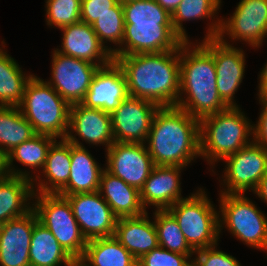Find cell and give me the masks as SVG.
<instances>
[{
  "label": "cell",
  "instance_id": "cell-1",
  "mask_svg": "<svg viewBox=\"0 0 267 266\" xmlns=\"http://www.w3.org/2000/svg\"><path fill=\"white\" fill-rule=\"evenodd\" d=\"M196 43L186 41L180 46V93L176 106L200 121L229 106L217 90L213 38Z\"/></svg>",
  "mask_w": 267,
  "mask_h": 266
},
{
  "label": "cell",
  "instance_id": "cell-2",
  "mask_svg": "<svg viewBox=\"0 0 267 266\" xmlns=\"http://www.w3.org/2000/svg\"><path fill=\"white\" fill-rule=\"evenodd\" d=\"M126 78L129 96L160 107L176 106L180 93V47L162 53L113 56Z\"/></svg>",
  "mask_w": 267,
  "mask_h": 266
},
{
  "label": "cell",
  "instance_id": "cell-3",
  "mask_svg": "<svg viewBox=\"0 0 267 266\" xmlns=\"http://www.w3.org/2000/svg\"><path fill=\"white\" fill-rule=\"evenodd\" d=\"M145 144L155 165L186 168L201 157L199 120L177 106L159 107Z\"/></svg>",
  "mask_w": 267,
  "mask_h": 266
},
{
  "label": "cell",
  "instance_id": "cell-4",
  "mask_svg": "<svg viewBox=\"0 0 267 266\" xmlns=\"http://www.w3.org/2000/svg\"><path fill=\"white\" fill-rule=\"evenodd\" d=\"M199 134L200 156L214 169L216 162L253 142V123L239 106H230L201 119Z\"/></svg>",
  "mask_w": 267,
  "mask_h": 266
},
{
  "label": "cell",
  "instance_id": "cell-5",
  "mask_svg": "<svg viewBox=\"0 0 267 266\" xmlns=\"http://www.w3.org/2000/svg\"><path fill=\"white\" fill-rule=\"evenodd\" d=\"M36 134L65 139L69 129L70 107L44 79L33 75L18 105Z\"/></svg>",
  "mask_w": 267,
  "mask_h": 266
},
{
  "label": "cell",
  "instance_id": "cell-6",
  "mask_svg": "<svg viewBox=\"0 0 267 266\" xmlns=\"http://www.w3.org/2000/svg\"><path fill=\"white\" fill-rule=\"evenodd\" d=\"M212 203L205 189L200 187L167 209L177 220L194 251L218 245V210Z\"/></svg>",
  "mask_w": 267,
  "mask_h": 266
},
{
  "label": "cell",
  "instance_id": "cell-7",
  "mask_svg": "<svg viewBox=\"0 0 267 266\" xmlns=\"http://www.w3.org/2000/svg\"><path fill=\"white\" fill-rule=\"evenodd\" d=\"M219 195V235L226 228L250 248L267 253V217L263 211L244 193Z\"/></svg>",
  "mask_w": 267,
  "mask_h": 266
},
{
  "label": "cell",
  "instance_id": "cell-8",
  "mask_svg": "<svg viewBox=\"0 0 267 266\" xmlns=\"http://www.w3.org/2000/svg\"><path fill=\"white\" fill-rule=\"evenodd\" d=\"M32 201L38 221L73 259H81L87 240L81 233L68 200L58 194L34 193Z\"/></svg>",
  "mask_w": 267,
  "mask_h": 266
},
{
  "label": "cell",
  "instance_id": "cell-9",
  "mask_svg": "<svg viewBox=\"0 0 267 266\" xmlns=\"http://www.w3.org/2000/svg\"><path fill=\"white\" fill-rule=\"evenodd\" d=\"M224 174L220 185L223 194H242L254 191L267 173V149L252 142L223 159Z\"/></svg>",
  "mask_w": 267,
  "mask_h": 266
},
{
  "label": "cell",
  "instance_id": "cell-10",
  "mask_svg": "<svg viewBox=\"0 0 267 266\" xmlns=\"http://www.w3.org/2000/svg\"><path fill=\"white\" fill-rule=\"evenodd\" d=\"M52 53L51 79L46 82L70 105L81 103L99 66L56 50Z\"/></svg>",
  "mask_w": 267,
  "mask_h": 266
},
{
  "label": "cell",
  "instance_id": "cell-11",
  "mask_svg": "<svg viewBox=\"0 0 267 266\" xmlns=\"http://www.w3.org/2000/svg\"><path fill=\"white\" fill-rule=\"evenodd\" d=\"M224 36L260 48L267 38V0H240L229 18H221L217 38Z\"/></svg>",
  "mask_w": 267,
  "mask_h": 266
},
{
  "label": "cell",
  "instance_id": "cell-12",
  "mask_svg": "<svg viewBox=\"0 0 267 266\" xmlns=\"http://www.w3.org/2000/svg\"><path fill=\"white\" fill-rule=\"evenodd\" d=\"M105 152V169L140 191L155 167L146 144L115 141Z\"/></svg>",
  "mask_w": 267,
  "mask_h": 266
},
{
  "label": "cell",
  "instance_id": "cell-13",
  "mask_svg": "<svg viewBox=\"0 0 267 266\" xmlns=\"http://www.w3.org/2000/svg\"><path fill=\"white\" fill-rule=\"evenodd\" d=\"M159 107L152 101L128 96L111 113L114 140L122 143L145 144Z\"/></svg>",
  "mask_w": 267,
  "mask_h": 266
},
{
  "label": "cell",
  "instance_id": "cell-14",
  "mask_svg": "<svg viewBox=\"0 0 267 266\" xmlns=\"http://www.w3.org/2000/svg\"><path fill=\"white\" fill-rule=\"evenodd\" d=\"M64 197L70 203L81 233L87 241L114 235L118 217L98 191Z\"/></svg>",
  "mask_w": 267,
  "mask_h": 266
},
{
  "label": "cell",
  "instance_id": "cell-15",
  "mask_svg": "<svg viewBox=\"0 0 267 266\" xmlns=\"http://www.w3.org/2000/svg\"><path fill=\"white\" fill-rule=\"evenodd\" d=\"M183 42L172 24H125L122 44L113 56L162 53L177 50Z\"/></svg>",
  "mask_w": 267,
  "mask_h": 266
},
{
  "label": "cell",
  "instance_id": "cell-16",
  "mask_svg": "<svg viewBox=\"0 0 267 266\" xmlns=\"http://www.w3.org/2000/svg\"><path fill=\"white\" fill-rule=\"evenodd\" d=\"M65 139L71 144L82 147L84 145L78 141L80 139L89 145H105L107 150L115 142L111 114L101 109L85 107L81 103L72 104L69 129Z\"/></svg>",
  "mask_w": 267,
  "mask_h": 266
},
{
  "label": "cell",
  "instance_id": "cell-17",
  "mask_svg": "<svg viewBox=\"0 0 267 266\" xmlns=\"http://www.w3.org/2000/svg\"><path fill=\"white\" fill-rule=\"evenodd\" d=\"M232 45L225 37L213 38L217 90L220 98L229 107L238 106L234 95L242 83L246 65L244 50Z\"/></svg>",
  "mask_w": 267,
  "mask_h": 266
},
{
  "label": "cell",
  "instance_id": "cell-18",
  "mask_svg": "<svg viewBox=\"0 0 267 266\" xmlns=\"http://www.w3.org/2000/svg\"><path fill=\"white\" fill-rule=\"evenodd\" d=\"M128 96L123 70L113 60L111 63L99 67L81 104L111 114Z\"/></svg>",
  "mask_w": 267,
  "mask_h": 266
},
{
  "label": "cell",
  "instance_id": "cell-19",
  "mask_svg": "<svg viewBox=\"0 0 267 266\" xmlns=\"http://www.w3.org/2000/svg\"><path fill=\"white\" fill-rule=\"evenodd\" d=\"M37 221V214L32 209L26 215L0 225V266H31L29 249Z\"/></svg>",
  "mask_w": 267,
  "mask_h": 266
},
{
  "label": "cell",
  "instance_id": "cell-20",
  "mask_svg": "<svg viewBox=\"0 0 267 266\" xmlns=\"http://www.w3.org/2000/svg\"><path fill=\"white\" fill-rule=\"evenodd\" d=\"M61 48L55 50L63 55L89 61L99 67L111 63L113 54L100 42L90 24L79 21L60 28Z\"/></svg>",
  "mask_w": 267,
  "mask_h": 266
},
{
  "label": "cell",
  "instance_id": "cell-21",
  "mask_svg": "<svg viewBox=\"0 0 267 266\" xmlns=\"http://www.w3.org/2000/svg\"><path fill=\"white\" fill-rule=\"evenodd\" d=\"M183 168L185 167L155 165L140 190V199L145 210L149 206L156 207V210H165L184 199L180 180Z\"/></svg>",
  "mask_w": 267,
  "mask_h": 266
},
{
  "label": "cell",
  "instance_id": "cell-22",
  "mask_svg": "<svg viewBox=\"0 0 267 266\" xmlns=\"http://www.w3.org/2000/svg\"><path fill=\"white\" fill-rule=\"evenodd\" d=\"M148 214L146 211L139 216L117 219L113 236L136 260L159 246L154 221L149 219Z\"/></svg>",
  "mask_w": 267,
  "mask_h": 266
},
{
  "label": "cell",
  "instance_id": "cell-23",
  "mask_svg": "<svg viewBox=\"0 0 267 266\" xmlns=\"http://www.w3.org/2000/svg\"><path fill=\"white\" fill-rule=\"evenodd\" d=\"M70 172L71 143L66 139L56 140L49 148L45 166L40 172L44 177L36 176L32 180L34 193L58 194L67 185Z\"/></svg>",
  "mask_w": 267,
  "mask_h": 266
},
{
  "label": "cell",
  "instance_id": "cell-24",
  "mask_svg": "<svg viewBox=\"0 0 267 266\" xmlns=\"http://www.w3.org/2000/svg\"><path fill=\"white\" fill-rule=\"evenodd\" d=\"M94 159L88 149L71 144V172L67 185L58 193L66 196L97 192L104 167Z\"/></svg>",
  "mask_w": 267,
  "mask_h": 266
},
{
  "label": "cell",
  "instance_id": "cell-25",
  "mask_svg": "<svg viewBox=\"0 0 267 266\" xmlns=\"http://www.w3.org/2000/svg\"><path fill=\"white\" fill-rule=\"evenodd\" d=\"M98 192L118 218L139 216L147 211L142 205L140 191L106 169L101 175Z\"/></svg>",
  "mask_w": 267,
  "mask_h": 266
},
{
  "label": "cell",
  "instance_id": "cell-26",
  "mask_svg": "<svg viewBox=\"0 0 267 266\" xmlns=\"http://www.w3.org/2000/svg\"><path fill=\"white\" fill-rule=\"evenodd\" d=\"M32 180L7 174L0 180V225L33 209Z\"/></svg>",
  "mask_w": 267,
  "mask_h": 266
},
{
  "label": "cell",
  "instance_id": "cell-27",
  "mask_svg": "<svg viewBox=\"0 0 267 266\" xmlns=\"http://www.w3.org/2000/svg\"><path fill=\"white\" fill-rule=\"evenodd\" d=\"M57 139L43 134H36L29 140L22 142L20 145L14 147L10 152L5 155L6 159V170L9 175L25 177L33 180L36 176H40V172L43 170L47 153L51 145ZM16 160L25 167L32 168V170L39 173L37 175H30V171L15 168L13 161ZM41 168V170H40ZM37 169V170H36ZM23 170V171H22Z\"/></svg>",
  "mask_w": 267,
  "mask_h": 266
},
{
  "label": "cell",
  "instance_id": "cell-28",
  "mask_svg": "<svg viewBox=\"0 0 267 266\" xmlns=\"http://www.w3.org/2000/svg\"><path fill=\"white\" fill-rule=\"evenodd\" d=\"M221 0H182L176 10L171 15V23L175 33L182 41H191L183 26L184 21L209 19L207 33L203 40L216 38L220 30L221 17L215 19L219 9H221ZM214 16V17H213ZM213 17V19H212Z\"/></svg>",
  "mask_w": 267,
  "mask_h": 266
},
{
  "label": "cell",
  "instance_id": "cell-29",
  "mask_svg": "<svg viewBox=\"0 0 267 266\" xmlns=\"http://www.w3.org/2000/svg\"><path fill=\"white\" fill-rule=\"evenodd\" d=\"M29 260L31 266H67L74 259L63 249L54 235L37 221L32 231Z\"/></svg>",
  "mask_w": 267,
  "mask_h": 266
},
{
  "label": "cell",
  "instance_id": "cell-30",
  "mask_svg": "<svg viewBox=\"0 0 267 266\" xmlns=\"http://www.w3.org/2000/svg\"><path fill=\"white\" fill-rule=\"evenodd\" d=\"M0 46V106H18L25 86L34 74L24 73L16 60L7 54L4 40Z\"/></svg>",
  "mask_w": 267,
  "mask_h": 266
},
{
  "label": "cell",
  "instance_id": "cell-31",
  "mask_svg": "<svg viewBox=\"0 0 267 266\" xmlns=\"http://www.w3.org/2000/svg\"><path fill=\"white\" fill-rule=\"evenodd\" d=\"M80 260L87 266H137V260L114 236L87 241Z\"/></svg>",
  "mask_w": 267,
  "mask_h": 266
},
{
  "label": "cell",
  "instance_id": "cell-32",
  "mask_svg": "<svg viewBox=\"0 0 267 266\" xmlns=\"http://www.w3.org/2000/svg\"><path fill=\"white\" fill-rule=\"evenodd\" d=\"M36 132L18 106H0V152L6 155Z\"/></svg>",
  "mask_w": 267,
  "mask_h": 266
},
{
  "label": "cell",
  "instance_id": "cell-33",
  "mask_svg": "<svg viewBox=\"0 0 267 266\" xmlns=\"http://www.w3.org/2000/svg\"><path fill=\"white\" fill-rule=\"evenodd\" d=\"M154 210L153 220L157 230L158 245L171 252L187 256L195 255L174 216L167 209Z\"/></svg>",
  "mask_w": 267,
  "mask_h": 266
},
{
  "label": "cell",
  "instance_id": "cell-34",
  "mask_svg": "<svg viewBox=\"0 0 267 266\" xmlns=\"http://www.w3.org/2000/svg\"><path fill=\"white\" fill-rule=\"evenodd\" d=\"M122 6L125 24H172L171 14L155 0H135Z\"/></svg>",
  "mask_w": 267,
  "mask_h": 266
},
{
  "label": "cell",
  "instance_id": "cell-35",
  "mask_svg": "<svg viewBox=\"0 0 267 266\" xmlns=\"http://www.w3.org/2000/svg\"><path fill=\"white\" fill-rule=\"evenodd\" d=\"M92 28L100 42L114 54L113 48L105 43L111 42L120 48L124 35V12H108L101 15L92 25Z\"/></svg>",
  "mask_w": 267,
  "mask_h": 266
},
{
  "label": "cell",
  "instance_id": "cell-36",
  "mask_svg": "<svg viewBox=\"0 0 267 266\" xmlns=\"http://www.w3.org/2000/svg\"><path fill=\"white\" fill-rule=\"evenodd\" d=\"M46 22L58 29L81 21V0H45Z\"/></svg>",
  "mask_w": 267,
  "mask_h": 266
},
{
  "label": "cell",
  "instance_id": "cell-37",
  "mask_svg": "<svg viewBox=\"0 0 267 266\" xmlns=\"http://www.w3.org/2000/svg\"><path fill=\"white\" fill-rule=\"evenodd\" d=\"M191 257L158 246L137 260V266H193Z\"/></svg>",
  "mask_w": 267,
  "mask_h": 266
},
{
  "label": "cell",
  "instance_id": "cell-38",
  "mask_svg": "<svg viewBox=\"0 0 267 266\" xmlns=\"http://www.w3.org/2000/svg\"><path fill=\"white\" fill-rule=\"evenodd\" d=\"M108 12H124L118 0H81L80 19L92 25L101 15Z\"/></svg>",
  "mask_w": 267,
  "mask_h": 266
},
{
  "label": "cell",
  "instance_id": "cell-39",
  "mask_svg": "<svg viewBox=\"0 0 267 266\" xmlns=\"http://www.w3.org/2000/svg\"><path fill=\"white\" fill-rule=\"evenodd\" d=\"M217 246L196 250L193 266H242L234 256L218 250Z\"/></svg>",
  "mask_w": 267,
  "mask_h": 266
},
{
  "label": "cell",
  "instance_id": "cell-40",
  "mask_svg": "<svg viewBox=\"0 0 267 266\" xmlns=\"http://www.w3.org/2000/svg\"><path fill=\"white\" fill-rule=\"evenodd\" d=\"M258 99L262 111L256 124H253V142L267 149V96Z\"/></svg>",
  "mask_w": 267,
  "mask_h": 266
},
{
  "label": "cell",
  "instance_id": "cell-41",
  "mask_svg": "<svg viewBox=\"0 0 267 266\" xmlns=\"http://www.w3.org/2000/svg\"><path fill=\"white\" fill-rule=\"evenodd\" d=\"M259 83H258V96H267V63L262 68L260 74L258 75Z\"/></svg>",
  "mask_w": 267,
  "mask_h": 266
},
{
  "label": "cell",
  "instance_id": "cell-42",
  "mask_svg": "<svg viewBox=\"0 0 267 266\" xmlns=\"http://www.w3.org/2000/svg\"><path fill=\"white\" fill-rule=\"evenodd\" d=\"M254 194L261 199V201L267 203V173L266 175L260 180L259 184L257 185L256 189L253 191Z\"/></svg>",
  "mask_w": 267,
  "mask_h": 266
},
{
  "label": "cell",
  "instance_id": "cell-43",
  "mask_svg": "<svg viewBox=\"0 0 267 266\" xmlns=\"http://www.w3.org/2000/svg\"><path fill=\"white\" fill-rule=\"evenodd\" d=\"M169 14L176 10L182 0H155Z\"/></svg>",
  "mask_w": 267,
  "mask_h": 266
},
{
  "label": "cell",
  "instance_id": "cell-44",
  "mask_svg": "<svg viewBox=\"0 0 267 266\" xmlns=\"http://www.w3.org/2000/svg\"><path fill=\"white\" fill-rule=\"evenodd\" d=\"M5 155L0 152V180L7 175Z\"/></svg>",
  "mask_w": 267,
  "mask_h": 266
},
{
  "label": "cell",
  "instance_id": "cell-45",
  "mask_svg": "<svg viewBox=\"0 0 267 266\" xmlns=\"http://www.w3.org/2000/svg\"><path fill=\"white\" fill-rule=\"evenodd\" d=\"M67 266H87V265H85L80 259H74Z\"/></svg>",
  "mask_w": 267,
  "mask_h": 266
},
{
  "label": "cell",
  "instance_id": "cell-46",
  "mask_svg": "<svg viewBox=\"0 0 267 266\" xmlns=\"http://www.w3.org/2000/svg\"><path fill=\"white\" fill-rule=\"evenodd\" d=\"M130 1H135V0H118V2H120V3H126V2H130Z\"/></svg>",
  "mask_w": 267,
  "mask_h": 266
}]
</instances>
